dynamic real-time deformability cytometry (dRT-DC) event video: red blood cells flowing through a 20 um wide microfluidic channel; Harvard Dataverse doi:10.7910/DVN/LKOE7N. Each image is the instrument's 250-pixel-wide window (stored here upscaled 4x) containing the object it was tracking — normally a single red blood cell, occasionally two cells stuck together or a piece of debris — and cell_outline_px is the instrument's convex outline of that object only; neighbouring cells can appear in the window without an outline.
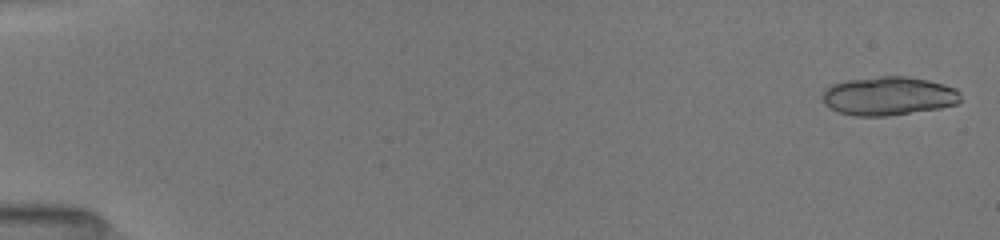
{"species": "common noctule bat (a hibernating species)", "species_latin": "Nyctalus noctula", "temperature_condition": "room temperature", "stored_images_in_passage": 22, "camera_frame_rate_fps": 3000, "um_per_image_px": 0.085, "animal": {"sex": "female", "body_mass_g": 19.5, "forearm_length_mm": 54.1}, "frame": {"image": 1, "passage_image": 2, "time_ms": 0.333, "image_size_px": [1000, 240], "cell_outline_px": [[960, 100], [956, 104], [940, 108], [888, 116], [856, 116], [840, 112], [828, 108], [824, 104], [824, 88], [832, 84], [848, 80], [880, 76], [908, 76], [928, 80], [944, 84], [956, 88], [960, 92]], "centroid_in_image_um": [75.53, 8.16], "position_along_channel_um": 9.5, "area_um2": 31.21}}